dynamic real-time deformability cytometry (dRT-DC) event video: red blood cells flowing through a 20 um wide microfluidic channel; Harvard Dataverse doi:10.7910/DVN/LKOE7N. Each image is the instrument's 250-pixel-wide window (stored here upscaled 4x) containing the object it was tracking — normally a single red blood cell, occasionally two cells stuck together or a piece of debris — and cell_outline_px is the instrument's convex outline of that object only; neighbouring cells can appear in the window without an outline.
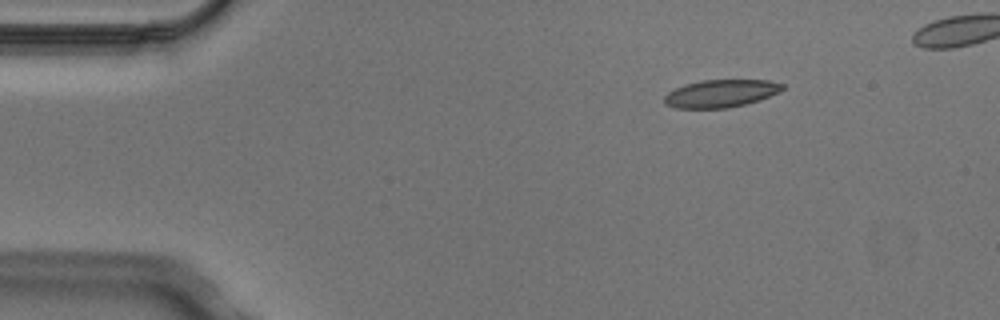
{"species": "Egyptian fruit bat (a non-hibernating species)", "species_latin": "Rousettus aegyptiacus", "temperature_condition": "cold", "stored_images_in_passage": 4, "camera_frame_rate_fps": 3000, "um_per_image_px": 0.085, "animal": {"sex": "male"}, "frame": {"image": 1, "passage_image": 1, "time_ms": 0.0, "image_size_px": [1000, 320], "cell_outline_px": [[784, 88], [780, 92], [760, 100], [728, 108], [676, 108], [664, 104], [664, 96], [668, 92], [684, 84], [700, 80], [768, 80], [784, 84]], "centroid_in_image_um": [61.27, 7.94], "position_along_channel_um": 23.7, "area_um2": 19.13}}